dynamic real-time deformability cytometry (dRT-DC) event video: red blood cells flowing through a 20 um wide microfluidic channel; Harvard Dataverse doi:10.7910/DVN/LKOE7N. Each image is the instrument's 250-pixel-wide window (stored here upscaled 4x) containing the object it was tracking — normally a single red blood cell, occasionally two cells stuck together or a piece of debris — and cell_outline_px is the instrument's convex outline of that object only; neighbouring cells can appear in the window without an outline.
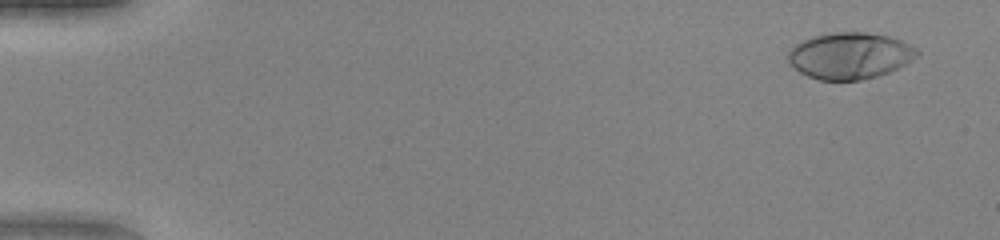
{"species": "human", "species_latin": "Homo sapiens", "temperature_condition": "warm", "stored_images_in_passage": 51, "camera_frame_rate_fps": 3000, "um_per_image_px": 0.085, "donor": {"sex": "female"}, "frame": {"image": 1, "passage_image": 3, "time_ms": 0.667, "image_size_px": [1000, 240], "cell_outline_px": [[920, 52], [916, 56], [904, 64], [888, 72], [876, 76], [860, 80], [820, 80], [808, 76], [800, 72], [788, 64], [788, 52], [796, 44], [812, 36], [836, 32], [864, 32], [888, 36], [900, 40], [916, 48]], "centroid_in_image_um": [72.2, 4.73], "position_along_channel_um": 12.8, "area_um2": 34.62}}
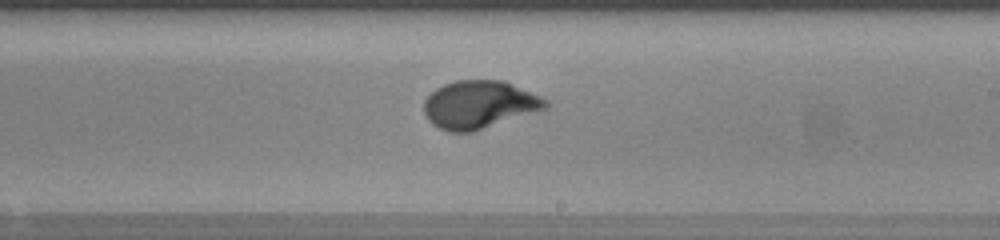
{"frame": {"image": 2, "passage_image": 31, "time_ms": 10.0, "image_size_px": [1000, 240], "cell_outline_px": [[552, 104], [548, 108], [472, 132], [448, 132], [432, 124], [428, 120], [424, 112], [424, 100], [436, 88], [444, 84], [456, 80], [504, 80], [540, 96], [548, 100]], "centroid_in_image_um": [40.75, 8.89], "position_along_channel_um": 248.2, "area_um2": 34.04}}
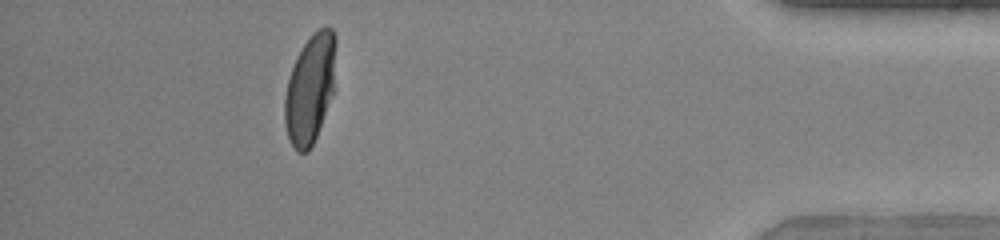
{"frame": {"image": 3, "passage_image": 46, "time_ms": 15.0, "image_size_px": [1000, 240], "cell_outline_px": [[336, 44], [332, 92], [316, 136], [308, 152], [296, 152], [288, 136], [284, 124], [284, 96], [288, 80], [296, 56], [312, 32], [320, 28], [332, 28], [336, 36]], "centroid_in_image_um": [26.33, 7.52], "position_along_channel_um": 408.9, "area_um2": 32.08}, "authors_computed_cell_mechanics": {"area_um2": 33.2928, "velocity_mm_per_s": 4.1255, "shape_relaxation_time_tau1_ms": 3.9349, "shape_relaxation_time_tau2_ms": null, "deformation_change_tau1": 0.2307, "deformation_change_tau2": null}}